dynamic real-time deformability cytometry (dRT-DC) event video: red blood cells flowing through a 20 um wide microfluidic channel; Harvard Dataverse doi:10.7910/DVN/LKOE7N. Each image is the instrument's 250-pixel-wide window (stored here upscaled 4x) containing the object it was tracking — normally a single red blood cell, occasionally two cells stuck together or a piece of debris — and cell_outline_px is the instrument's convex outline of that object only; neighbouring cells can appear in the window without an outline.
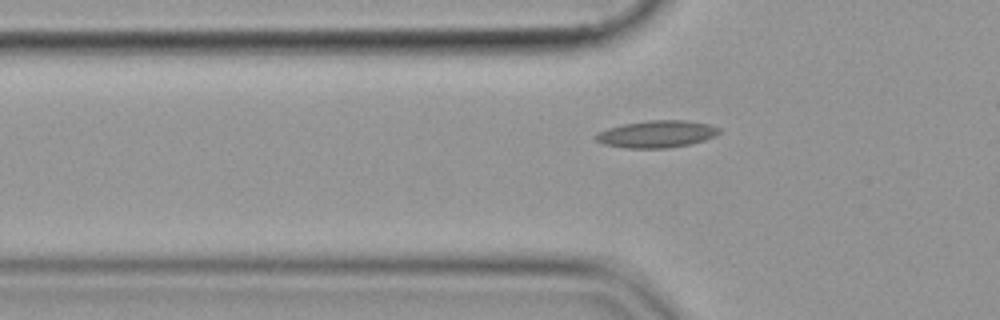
{"species": "common noctule bat (a hibernating species)", "species_latin": "Nyctalus noctula", "temperature_condition": "cold", "stored_images_in_passage": 39, "camera_frame_rate_fps": 3000, "um_per_image_px": 0.085, "animal": {"sex": "female", "body_mass_g": 19.9}, "frame": {"image": 1, "passage_image": 9, "time_ms": 2.667, "image_size_px": [1000, 320], "cell_outline_px": [[720, 132], [716, 136], [704, 140], [688, 144], [668, 148], [624, 148], [604, 144], [596, 140], [592, 136], [596, 132], [608, 128], [624, 124], [648, 120], [688, 120], [708, 124], [720, 128]], "centroid_in_image_um": [55.79, 11.39], "position_along_channel_um": 70.0, "area_um2": 19.59}}
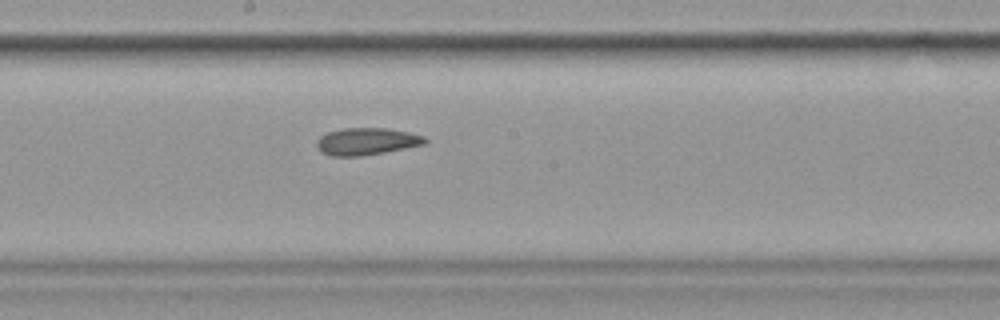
{"frame": {"image": 2, "passage_image": 21, "time_ms": 6.667, "image_size_px": [1000, 320], "cell_outline_px": [[428, 144], [384, 152], [360, 156], [332, 156], [320, 152], [316, 144], [316, 140], [320, 136], [328, 132], [344, 128], [388, 128], [408, 132], [424, 136], [428, 140]], "centroid_in_image_um": [31.18, 12.02], "position_along_channel_um": 217.0, "area_um2": 17.22}}
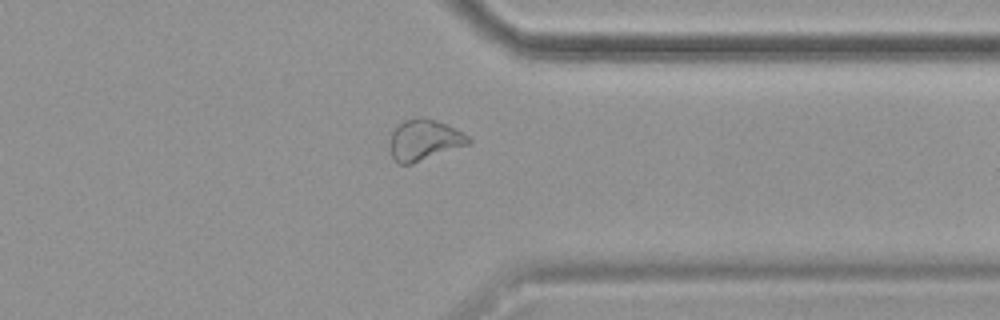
{"frame": {"image": 3, "passage_image": 34, "time_ms": 11.0, "image_size_px": [1000, 320], "cell_outline_px": [[472, 144], [412, 164], [400, 164], [392, 160], [388, 148], [392, 128], [396, 124], [404, 120], [416, 116], [420, 116], [436, 120], [456, 128], [468, 136], [472, 140]], "centroid_in_image_um": [36.03, 11.9], "position_along_channel_um": 375.4, "area_um2": 19.54}}